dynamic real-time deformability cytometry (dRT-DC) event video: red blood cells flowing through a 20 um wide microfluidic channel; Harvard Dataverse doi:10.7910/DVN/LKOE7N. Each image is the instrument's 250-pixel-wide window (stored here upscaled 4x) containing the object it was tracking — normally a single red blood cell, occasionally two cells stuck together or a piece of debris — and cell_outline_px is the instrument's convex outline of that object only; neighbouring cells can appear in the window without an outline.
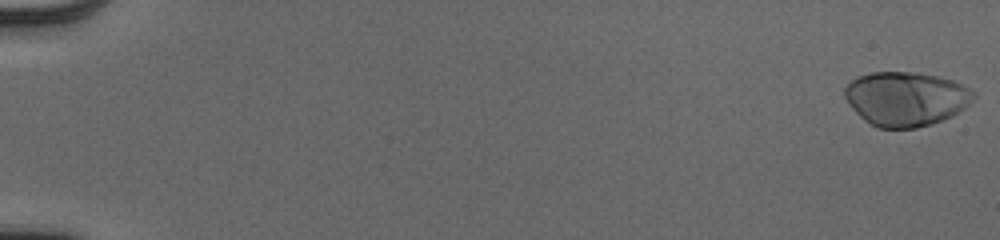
{"species": "human", "species_latin": "Homo sapiens", "temperature_condition": "cold", "stored_images_in_passage": 53, "camera_frame_rate_fps": 3000, "um_per_image_px": 0.085, "donor": {"sex": "male"}, "frame": {"image": 1, "passage_image": 1, "time_ms": 0.0, "image_size_px": [1000, 240], "cell_outline_px": [[976, 96], [960, 112], [952, 116], [932, 124], [916, 128], [876, 128], [864, 120], [852, 108], [844, 96], [844, 88], [856, 76], [872, 72], [912, 72], [936, 76], [952, 80], [976, 92]], "centroid_in_image_um": [76.99, 8.4], "position_along_channel_um": 8.0, "area_um2": 40.81}}
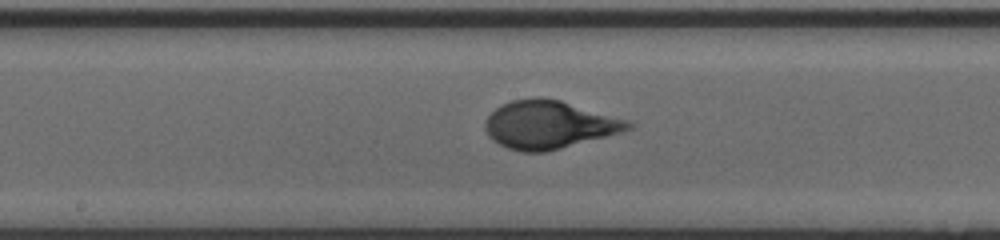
{"frame": {"image": 2, "passage_image": 30, "time_ms": 9.667, "image_size_px": [1000, 240], "cell_outline_px": [[636, 124], [632, 128], [620, 132], [560, 148], [544, 152], [520, 152], [508, 148], [492, 140], [488, 136], [484, 128], [484, 120], [500, 104], [512, 100], [536, 96], [540, 96], [560, 100], [628, 120]], "centroid_in_image_um": [46.62, 10.58], "position_along_channel_um": 201.6, "area_um2": 39.94}}
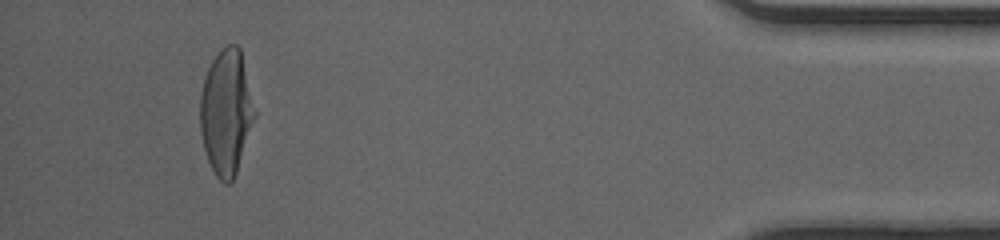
{"frame": {"image": 3, "passage_image": 50, "time_ms": 16.333, "image_size_px": [1000, 240], "cell_outline_px": [[256, 116], [236, 172], [232, 180], [228, 184], [224, 184], [216, 176], [208, 160], [204, 148], [200, 132], [200, 92], [204, 76], [212, 60], [228, 44], [236, 44], [240, 48], [256, 112]], "centroid_in_image_um": [19.22, 9.54], "position_along_channel_um": 416.0, "area_um2": 39.59}, "authors_computed_cell_mechanics": {"area_um2": 39.4774, "velocity_mm_per_s": 4.038, "shape_relaxation_time_tau1_ms": 3.7664, "shape_relaxation_time_tau2_ms": null, "deformation_change_tau1": 0.2163, "deformation_change_tau2": null}}